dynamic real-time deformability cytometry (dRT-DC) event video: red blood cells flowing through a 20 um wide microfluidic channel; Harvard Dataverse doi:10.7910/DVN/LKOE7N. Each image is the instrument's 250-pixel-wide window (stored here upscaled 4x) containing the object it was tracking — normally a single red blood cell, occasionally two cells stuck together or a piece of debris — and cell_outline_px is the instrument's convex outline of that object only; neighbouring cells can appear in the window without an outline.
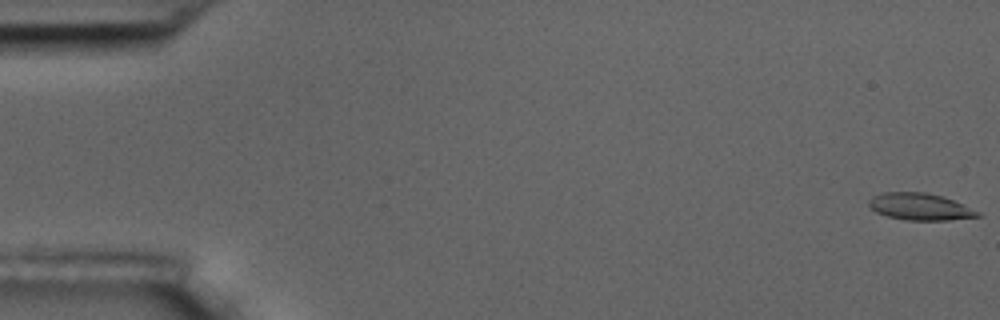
{"species": "common noctule bat (a hibernating species)", "species_latin": "Nyctalus noctula", "temperature_condition": "room temperature", "stored_images_in_passage": 56, "camera_frame_rate_fps": 3000, "um_per_image_px": 0.085, "animal": {"sex": "male", "body_mass_g": 17.5, "forearm_length_mm": 52.3}, "frame": {"image": 1, "passage_image": 1, "time_ms": 0.0, "image_size_px": [1000, 320], "cell_outline_px": [[980, 216], [948, 220], [904, 220], [888, 216], [876, 212], [868, 208], [868, 200], [872, 196], [884, 192], [924, 192], [940, 196], [952, 200], [980, 212]], "centroid_in_image_um": [78.13, 17.57], "position_along_channel_um": 6.9, "area_um2": 16.94}}
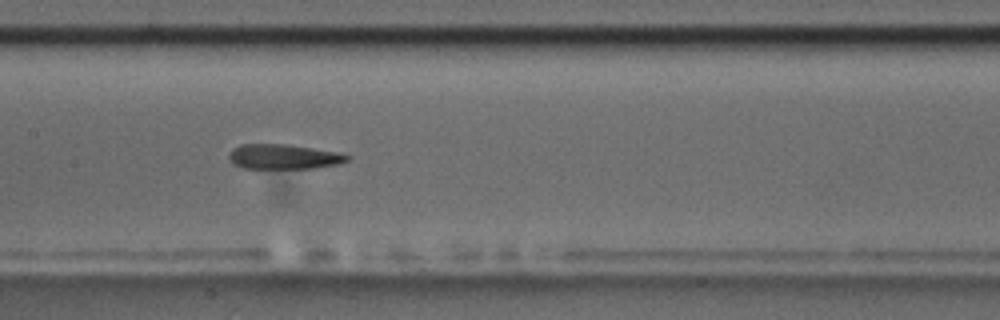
{"frame": {"image": 2, "passage_image": 28, "time_ms": 9.0, "image_size_px": [1000, 320], "cell_outline_px": [[352, 156], [348, 160], [340, 164], [312, 168], [244, 168], [232, 164], [228, 156], [232, 148], [240, 144], [284, 144], [340, 152]], "centroid_in_image_um": [24.11, 13.31], "position_along_channel_um": 183.3, "area_um2": 17.22}}
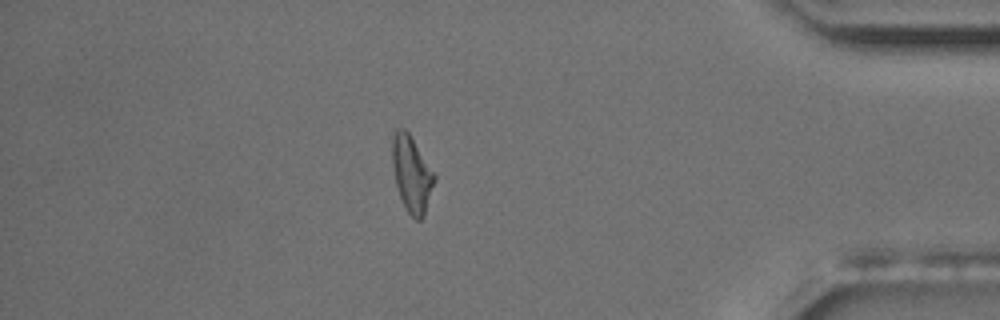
{"frame": {"image": 3, "passage_image": 49, "time_ms": 16.0, "image_size_px": [1000, 320], "cell_outline_px": [[436, 180], [424, 216], [420, 220], [416, 220], [408, 212], [400, 196], [396, 184], [392, 164], [392, 132], [400, 128], [404, 128], [408, 132], [436, 176]], "centroid_in_image_um": [34.99, 14.79], "position_along_channel_um": 400.2, "area_um2": 18.5}, "authors_computed_cell_mechanics": {"area_um2": 18.0047, "velocity_mm_per_s": 3.634, "shape_relaxation_time_tau1_ms": 6.8765, "shape_relaxation_time_tau2_ms": 6.8333, "deformation_change_tau1": 0.2255, "deformation_change_tau2": 0.1693}}